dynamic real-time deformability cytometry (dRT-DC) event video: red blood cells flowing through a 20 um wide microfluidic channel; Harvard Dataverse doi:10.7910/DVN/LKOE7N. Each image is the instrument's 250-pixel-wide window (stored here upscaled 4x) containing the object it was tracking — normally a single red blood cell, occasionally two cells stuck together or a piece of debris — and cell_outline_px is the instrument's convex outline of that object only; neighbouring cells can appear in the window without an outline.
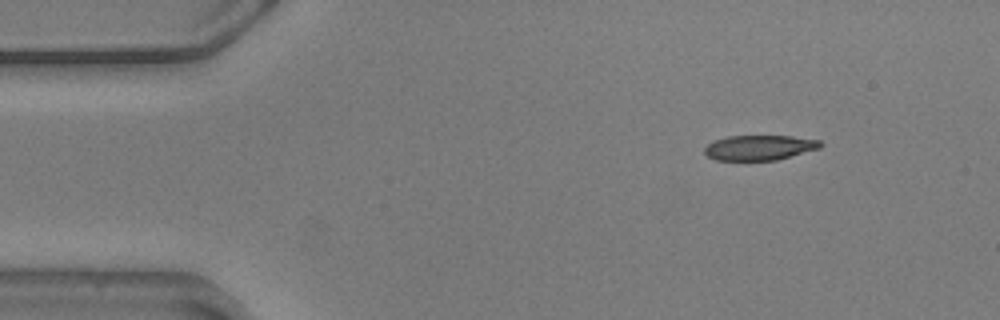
{"species": "common noctule bat (a hibernating species)", "species_latin": "Nyctalus noctula", "temperature_condition": "warm", "stored_images_in_passage": 50, "camera_frame_rate_fps": 3000, "um_per_image_px": 0.085, "animal": {"sex": "male", "body_mass_g": 20.5, "forearm_length_mm": 52.5}, "frame": {"image": 1, "passage_image": 1, "time_ms": 0.0, "image_size_px": [1000, 320], "cell_outline_px": [[824, 144], [820, 148], [776, 160], [716, 160], [708, 156], [704, 152], [704, 148], [712, 140], [728, 136], [792, 136], [820, 140]], "centroid_in_image_um": [64.55, 12.54], "position_along_channel_um": 20.5, "area_um2": 16.94}}
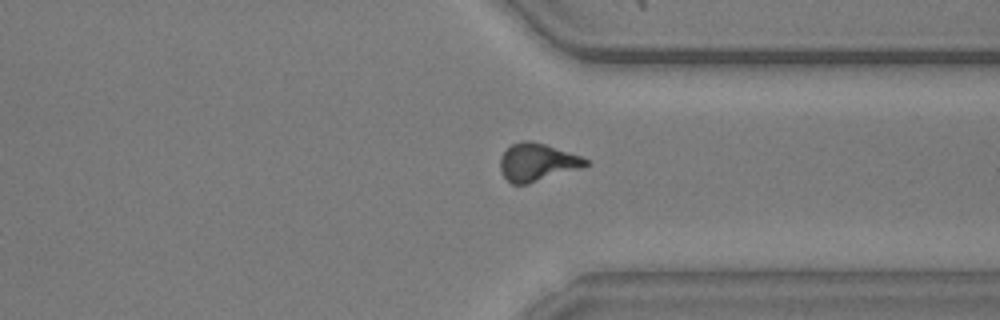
{"frame": {"image": 2, "passage_image": 36, "time_ms": 11.667, "image_size_px": [1000, 320], "cell_outline_px": [[592, 164], [580, 168], [528, 184], [512, 184], [504, 176], [500, 168], [500, 156], [512, 144], [524, 140], [532, 140], [580, 156], [588, 160]], "centroid_in_image_um": [45.66, 13.79], "position_along_channel_um": 365.7, "area_um2": 18.61}}
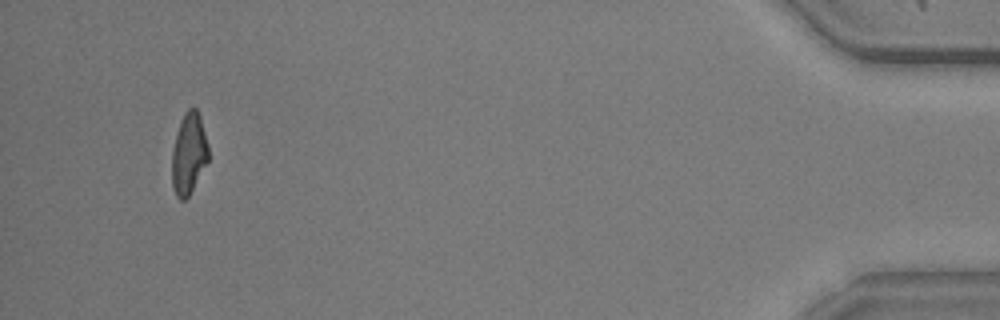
{"frame": {"image": 3, "passage_image": 47, "time_ms": 15.333, "image_size_px": [1000, 320], "cell_outline_px": [[208, 160], [188, 196], [184, 200], [180, 200], [176, 196], [172, 188], [172, 152], [176, 136], [184, 112], [188, 108], [196, 108], [200, 116], [208, 144]], "centroid_in_image_um": [16.04, 13.06], "position_along_channel_um": 419.2, "area_um2": 16.99}, "authors_computed_cell_mechanics": {"area_um2": 18.5538, "velocity_mm_per_s": 3.6097, "shape_relaxation_time_tau1_ms": 4.0441, "shape_relaxation_time_tau2_ms": 2.6342, "deformation_change_tau1": 0.1633, "deformation_change_tau2": 0.1153}}